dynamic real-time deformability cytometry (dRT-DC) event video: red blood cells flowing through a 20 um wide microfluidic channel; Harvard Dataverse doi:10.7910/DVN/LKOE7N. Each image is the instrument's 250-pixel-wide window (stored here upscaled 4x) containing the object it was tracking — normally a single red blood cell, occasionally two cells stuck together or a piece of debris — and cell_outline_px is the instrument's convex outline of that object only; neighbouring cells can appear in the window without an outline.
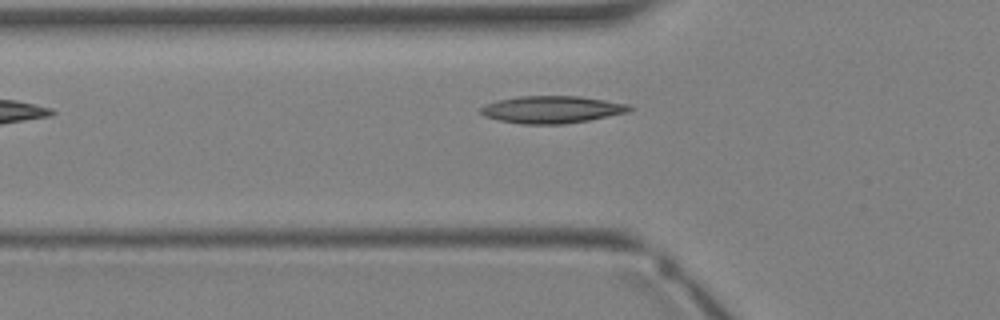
{"species": "Egyptian fruit bat (a non-hibernating species)", "species_latin": "Rousettus aegyptiacus", "temperature_condition": "warm", "stored_images_in_passage": 3, "camera_frame_rate_fps": 3000, "um_per_image_px": 0.085, "animal": {"sex": "female"}, "frame": {"image": 1, "passage_image": 3, "time_ms": 2.333, "image_size_px": [1000, 320], "cell_outline_px": [[636, 108], [628, 112], [588, 120], [564, 124], [520, 124], [500, 120], [484, 116], [480, 112], [480, 108], [484, 104], [496, 100], [520, 96], [580, 96], [628, 104]], "centroid_in_image_um": [46.9, 9.3], "position_along_channel_um": 78.9, "area_um2": 23.7}}